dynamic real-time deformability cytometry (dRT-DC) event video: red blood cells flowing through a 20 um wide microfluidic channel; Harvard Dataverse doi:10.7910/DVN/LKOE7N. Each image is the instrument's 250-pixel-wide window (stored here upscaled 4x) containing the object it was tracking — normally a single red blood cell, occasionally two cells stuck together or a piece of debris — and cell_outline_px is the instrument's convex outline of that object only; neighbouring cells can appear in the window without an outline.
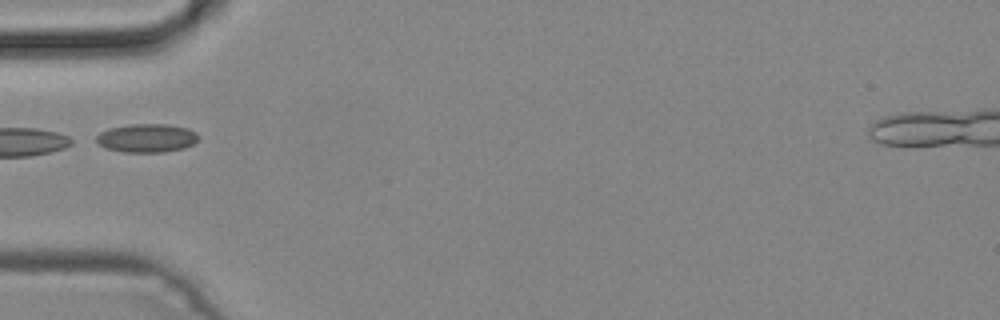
{"species": "common noctule bat (a hibernating species)", "species_latin": "Nyctalus noctula", "temperature_condition": "cold", "stored_images_in_passage": 6, "camera_frame_rate_fps": 3000, "um_per_image_px": 0.085, "animal": {"sex": "male", "body_mass_g": 19.2, "forearm_length_mm": 51.8}, "frame": {"image": 1, "passage_image": 1, "time_ms": 0.0, "image_size_px": [1000, 320], "cell_outline_px": [[200, 136], [192, 144], [184, 148], [164, 152], [124, 152], [104, 148], [96, 144], [96, 136], [100, 132], [108, 128], [132, 124], [168, 124], [188, 128], [196, 132]], "centroid_in_image_um": [12.45, 11.73], "position_along_channel_um": 72.6, "area_um2": 17.17}}